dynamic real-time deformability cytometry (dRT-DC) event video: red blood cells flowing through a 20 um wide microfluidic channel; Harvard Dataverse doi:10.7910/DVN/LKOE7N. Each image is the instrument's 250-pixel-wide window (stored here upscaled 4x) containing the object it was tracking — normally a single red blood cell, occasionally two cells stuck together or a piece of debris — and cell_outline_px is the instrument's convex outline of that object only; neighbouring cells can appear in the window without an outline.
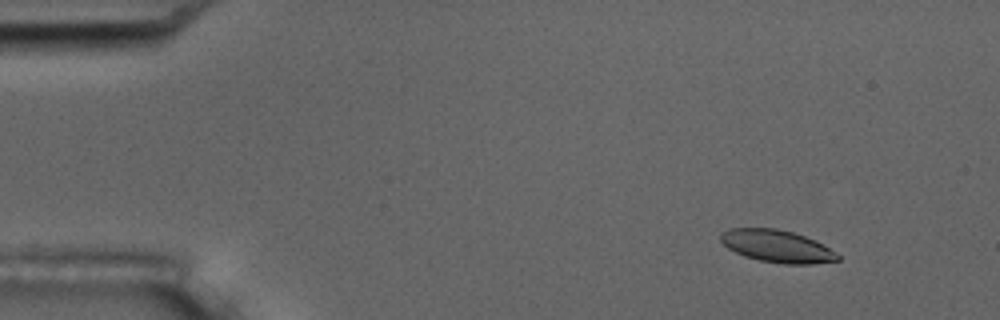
{"species": "common noctule bat (a hibernating species)", "species_latin": "Nyctalus noctula", "temperature_condition": "room temperature", "stored_images_in_passage": 5, "camera_frame_rate_fps": 3000, "um_per_image_px": 0.085, "animal": {"sex": "male", "body_mass_g": 17.5, "forearm_length_mm": 52.3}, "frame": {"image": 1, "passage_image": 2, "time_ms": 1.333, "image_size_px": [1000, 320], "cell_outline_px": [[840, 260], [812, 264], [784, 264], [760, 260], [744, 256], [728, 248], [720, 240], [720, 232], [728, 228], [776, 228], [792, 232], [804, 236], [828, 248], [840, 256]], "centroid_in_image_um": [66.0, 20.92], "position_along_channel_um": 19.0, "area_um2": 21.85}}
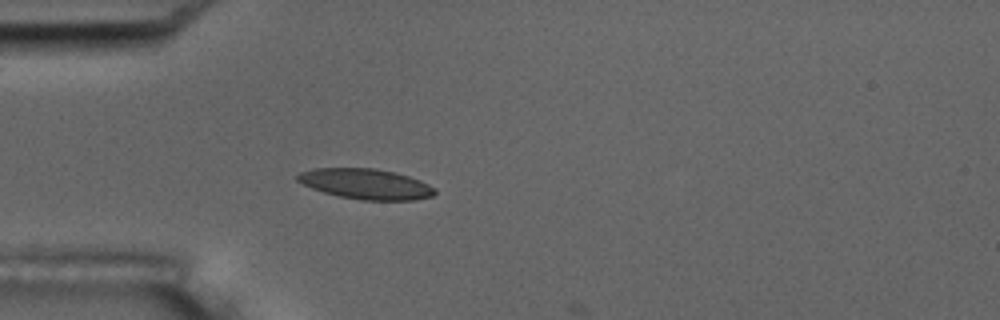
{"frame": {"image": 2, "passage_image": 5, "time_ms": 4.667, "image_size_px": [1000, 320], "cell_outline_px": [[436, 192], [432, 196], [412, 200], [360, 200], [340, 196], [324, 192], [312, 188], [296, 180], [296, 176], [300, 172], [312, 168], [376, 168], [396, 172], [420, 180], [436, 188]], "centroid_in_image_um": [31.1, 15.63], "position_along_channel_um": 53.9, "area_um2": 24.33}}